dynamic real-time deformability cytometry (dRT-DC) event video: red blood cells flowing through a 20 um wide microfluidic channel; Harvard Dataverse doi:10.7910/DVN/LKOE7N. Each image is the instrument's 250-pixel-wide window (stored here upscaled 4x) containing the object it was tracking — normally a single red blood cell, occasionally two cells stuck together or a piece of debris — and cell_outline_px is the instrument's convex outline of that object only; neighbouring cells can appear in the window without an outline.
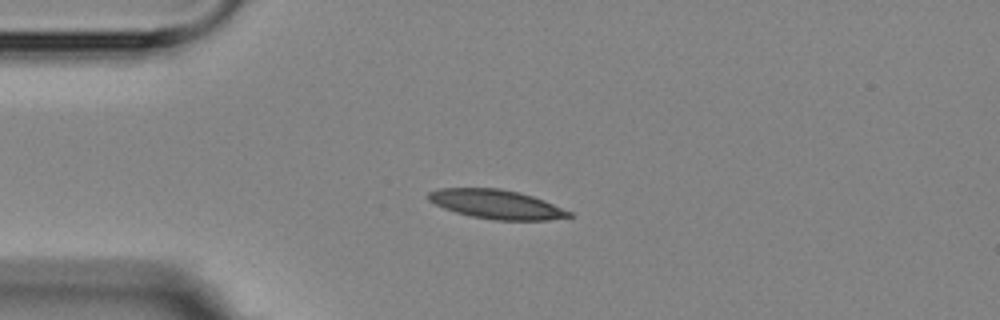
{"species": "Egyptian fruit bat (a non-hibernating species)", "species_latin": "Rousettus aegyptiacus", "temperature_condition": "room temperature", "stored_images_in_passage": 6, "camera_frame_rate_fps": 3000, "um_per_image_px": 0.085, "animal": {"sex": "female"}, "frame": {"image": 1, "passage_image": 1, "time_ms": 0.0, "image_size_px": [1000, 320], "cell_outline_px": [[576, 216], [548, 220], [496, 220], [472, 216], [456, 212], [444, 208], [428, 200], [428, 192], [440, 188], [500, 188], [532, 196], [544, 200], [572, 212]], "centroid_in_image_um": [42.23, 17.36], "position_along_channel_um": 42.8, "area_um2": 23.7}}
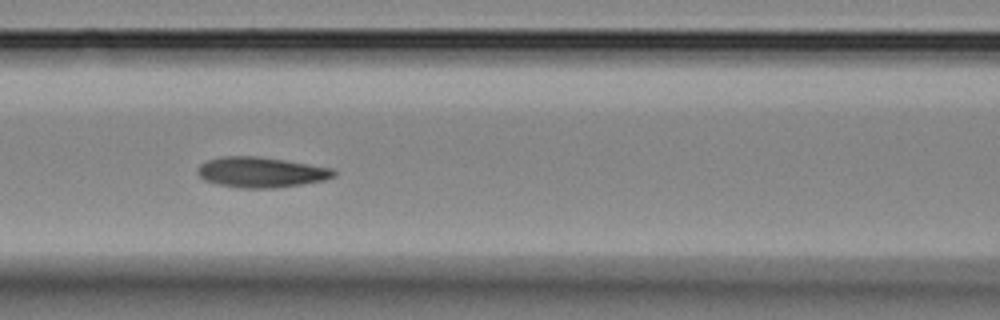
{"frame": {"image": 2, "passage_image": 4, "time_ms": 3.333, "image_size_px": [1000, 320], "cell_outline_px": [[336, 176], [324, 180], [300, 184], [272, 188], [240, 188], [220, 184], [204, 180], [196, 172], [196, 168], [200, 164], [208, 160], [224, 156], [260, 156], [332, 168], [336, 172]], "centroid_in_image_um": [22.17, 14.63], "position_along_channel_um": 144.4, "area_um2": 23.99}}
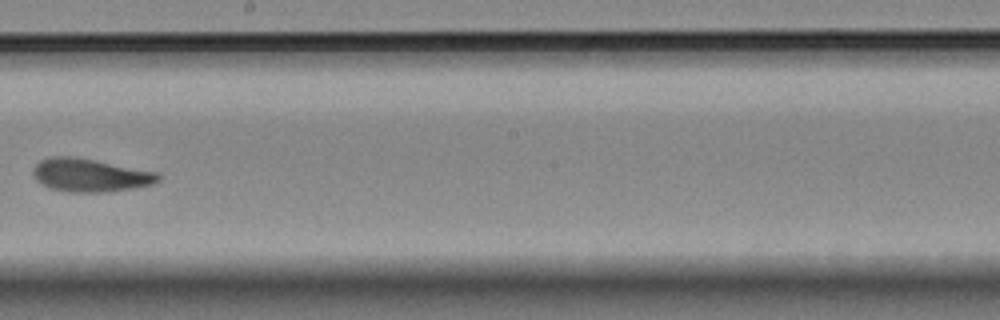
{"frame": {"image": 3, "passage_image": 6, "time_ms": 6.0, "image_size_px": [1000, 320], "cell_outline_px": [[160, 180], [152, 184], [132, 188], [108, 192], [68, 192], [48, 188], [40, 184], [36, 180], [32, 172], [36, 164], [40, 160], [52, 156], [72, 156], [96, 160], [156, 172], [160, 176]], "centroid_in_image_um": [7.62, 14.89], "position_along_channel_um": 240.6, "area_um2": 24.22}}